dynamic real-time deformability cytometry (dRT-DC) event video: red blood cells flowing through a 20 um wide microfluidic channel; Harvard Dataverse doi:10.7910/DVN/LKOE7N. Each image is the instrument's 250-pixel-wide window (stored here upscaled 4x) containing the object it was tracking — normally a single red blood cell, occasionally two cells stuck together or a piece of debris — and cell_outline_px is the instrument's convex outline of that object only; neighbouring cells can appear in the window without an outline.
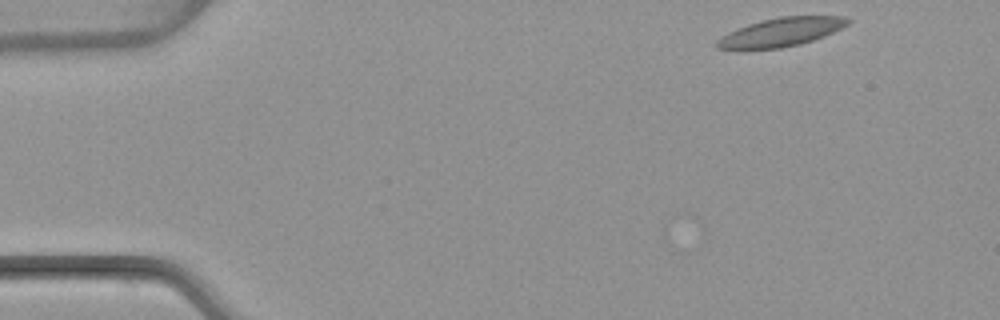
{"species": "common noctule bat (a hibernating species)", "species_latin": "Nyctalus noctula", "temperature_condition": "warm", "stored_images_in_passage": 39, "camera_frame_rate_fps": 3000, "um_per_image_px": 0.085, "animal": {"sex": "female", "body_mass_g": 22.7, "forearm_length_mm": 54.2}, "frame": {"image": 1, "passage_image": 1, "time_ms": 0.0, "image_size_px": [1000, 320], "cell_outline_px": [[852, 20], [848, 24], [824, 36], [800, 44], [780, 48], [716, 48], [716, 40], [728, 32], [736, 28], [748, 24], [780, 16], [844, 16]], "centroid_in_image_um": [66.41, 2.71], "position_along_channel_um": 18.6, "area_um2": 21.44}}
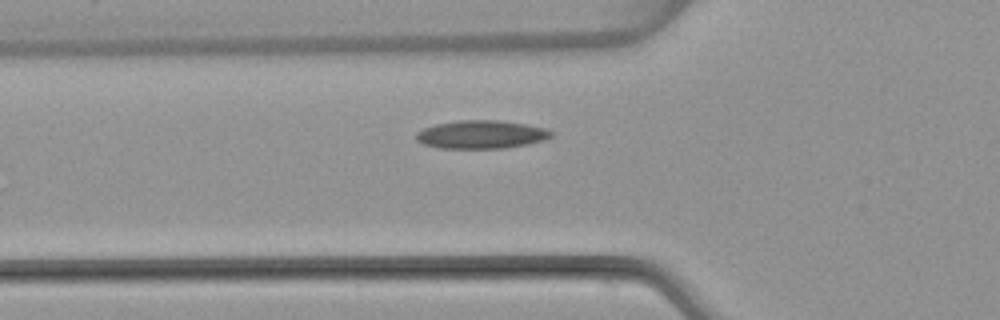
{"frame": {"image": 2, "passage_image": 14, "time_ms": 4.333, "image_size_px": [1000, 320], "cell_outline_px": [[552, 136], [544, 140], [528, 144], [504, 148], [440, 148], [424, 144], [416, 140], [416, 132], [424, 128], [436, 124], [460, 120], [500, 120], [524, 124], [544, 128], [552, 132]], "centroid_in_image_um": [40.89, 11.43], "position_along_channel_um": 84.9, "area_um2": 22.08}}
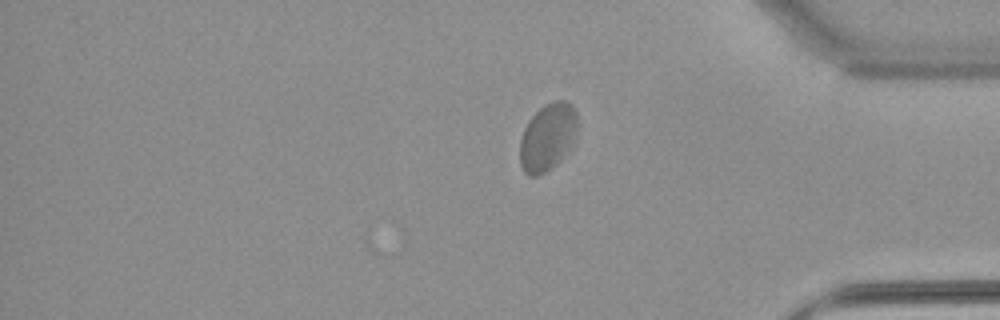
{"frame": {"image": 3, "passage_image": 39, "time_ms": 12.667, "image_size_px": [1000, 320], "cell_outline_px": [[576, 128], [572, 144], [564, 156], [552, 168], [536, 176], [528, 176], [524, 172], [520, 164], [520, 140], [524, 128], [528, 120], [544, 104], [552, 100], [564, 100], [572, 104], [576, 112]], "centroid_in_image_um": [46.53, 11.64], "position_along_channel_um": 388.7, "area_um2": 22.6}, "authors_computed_cell_mechanics": {"area_um2": 21.7906, "velocity_mm_per_s": 3.8662, "shape_relaxation_time_tau1_ms": null, "shape_relaxation_time_tau2_ms": 1.0531, "deformation_change_tau1": null, "deformation_change_tau2": 0.0436}}